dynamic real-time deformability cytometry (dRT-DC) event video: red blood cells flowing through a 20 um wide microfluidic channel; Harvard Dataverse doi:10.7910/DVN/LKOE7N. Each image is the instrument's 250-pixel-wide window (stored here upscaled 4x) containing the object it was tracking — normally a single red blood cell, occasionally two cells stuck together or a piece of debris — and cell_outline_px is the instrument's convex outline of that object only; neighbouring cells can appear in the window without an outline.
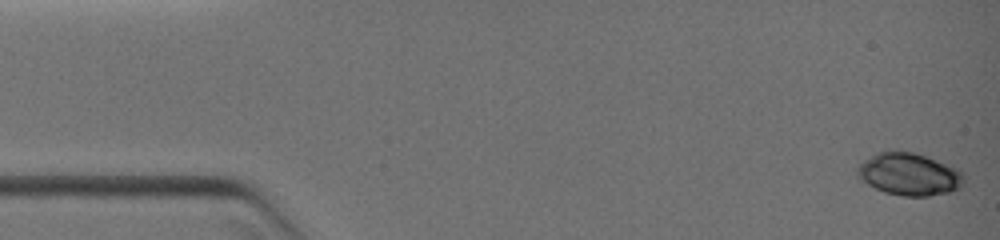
{"species": "common noctule bat (a hibernating species)", "species_latin": "Nyctalus noctula", "temperature_condition": "warm", "stored_images_in_passage": 48, "camera_frame_rate_fps": 3000, "um_per_image_px": 0.085, "animal": {"sex": "female", "body_mass_g": 19.0, "forearm_length_mm": 51.5}, "frame": {"image": 1, "passage_image": 1, "time_ms": 0.0, "image_size_px": [1000, 240], "cell_outline_px": [[964, 180], [960, 188], [948, 192], [928, 196], [904, 196], [884, 192], [868, 184], [856, 172], [856, 168], [864, 160], [880, 152], [892, 148], [916, 152], [956, 168], [964, 176]], "centroid_in_image_um": [77.27, 14.78], "position_along_channel_um": 7.7, "area_um2": 26.3}}
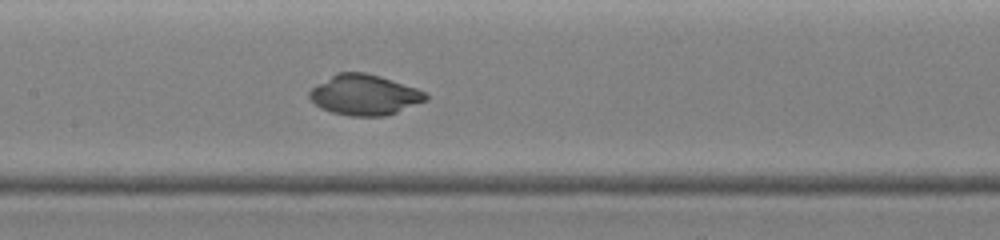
{"frame": {"image": 2, "passage_image": 16, "time_ms": 6.333, "image_size_px": [1000, 240], "cell_outline_px": [[428, 100], [396, 112], [384, 116], [348, 116], [332, 112], [320, 108], [308, 96], [308, 92], [316, 84], [336, 72], [364, 72], [380, 76], [428, 92]], "centroid_in_image_um": [30.97, 8.06], "position_along_channel_um": 176.4, "area_um2": 27.51}}
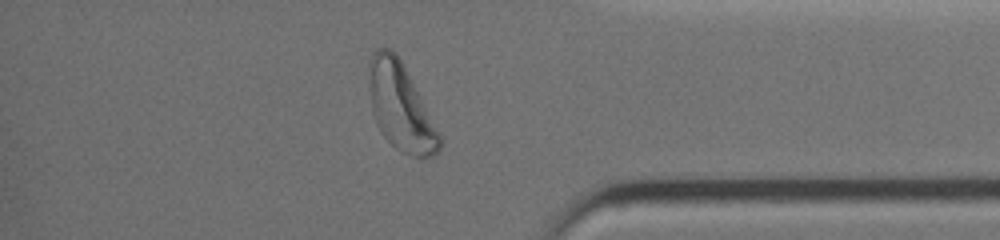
{"frame": {"image": 3, "passage_image": 39, "time_ms": 11.333, "image_size_px": [1000, 240], "cell_outline_px": [[444, 140], [440, 148], [432, 156], [412, 156], [396, 148], [380, 132], [376, 124], [372, 112], [368, 88], [368, 64], [372, 56], [380, 48], [392, 48], [400, 60]], "centroid_in_image_um": [34.03, 9.09], "position_along_channel_um": 401.2, "area_um2": 35.43}}